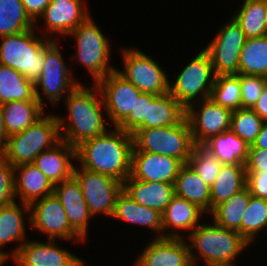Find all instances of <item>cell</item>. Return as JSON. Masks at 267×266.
<instances>
[{"mask_svg": "<svg viewBox=\"0 0 267 266\" xmlns=\"http://www.w3.org/2000/svg\"><path fill=\"white\" fill-rule=\"evenodd\" d=\"M133 148V135L115 126L114 131H107L78 145L76 159L82 168L123 183L131 174Z\"/></svg>", "mask_w": 267, "mask_h": 266, "instance_id": "1", "label": "cell"}, {"mask_svg": "<svg viewBox=\"0 0 267 266\" xmlns=\"http://www.w3.org/2000/svg\"><path fill=\"white\" fill-rule=\"evenodd\" d=\"M97 95L101 98H97ZM65 97L70 120L66 121V118L57 116L59 131H65L64 135L60 132L62 140L77 147L83 141L107 132L104 123L105 118L101 111L104 101L97 84L88 89L79 83Z\"/></svg>", "mask_w": 267, "mask_h": 266, "instance_id": "2", "label": "cell"}, {"mask_svg": "<svg viewBox=\"0 0 267 266\" xmlns=\"http://www.w3.org/2000/svg\"><path fill=\"white\" fill-rule=\"evenodd\" d=\"M213 223L199 224L189 235L192 242L189 245L192 265L195 266L197 261L192 249L197 248L199 255L204 258L205 266H236L233 264L235 256L249 243L237 231Z\"/></svg>", "mask_w": 267, "mask_h": 266, "instance_id": "3", "label": "cell"}, {"mask_svg": "<svg viewBox=\"0 0 267 266\" xmlns=\"http://www.w3.org/2000/svg\"><path fill=\"white\" fill-rule=\"evenodd\" d=\"M45 115L21 133L8 136L0 155L12 166L33 163L41 152L61 140L58 117Z\"/></svg>", "mask_w": 267, "mask_h": 266, "instance_id": "4", "label": "cell"}, {"mask_svg": "<svg viewBox=\"0 0 267 266\" xmlns=\"http://www.w3.org/2000/svg\"><path fill=\"white\" fill-rule=\"evenodd\" d=\"M0 64L9 66L33 84L38 80L44 63V42L35 36L34 29L0 37Z\"/></svg>", "mask_w": 267, "mask_h": 266, "instance_id": "5", "label": "cell"}, {"mask_svg": "<svg viewBox=\"0 0 267 266\" xmlns=\"http://www.w3.org/2000/svg\"><path fill=\"white\" fill-rule=\"evenodd\" d=\"M132 135L133 151L174 157L183 164H187L195 145L187 119L176 126L138 129Z\"/></svg>", "mask_w": 267, "mask_h": 266, "instance_id": "6", "label": "cell"}, {"mask_svg": "<svg viewBox=\"0 0 267 266\" xmlns=\"http://www.w3.org/2000/svg\"><path fill=\"white\" fill-rule=\"evenodd\" d=\"M76 38L78 60L93 76L94 84L116 70L109 65L110 48L106 37L89 16L69 36Z\"/></svg>", "mask_w": 267, "mask_h": 266, "instance_id": "7", "label": "cell"}, {"mask_svg": "<svg viewBox=\"0 0 267 266\" xmlns=\"http://www.w3.org/2000/svg\"><path fill=\"white\" fill-rule=\"evenodd\" d=\"M214 79L211 58L203 49L179 73L176 82L169 83V93L187 108L200 93H202L201 100L210 98Z\"/></svg>", "mask_w": 267, "mask_h": 266, "instance_id": "8", "label": "cell"}, {"mask_svg": "<svg viewBox=\"0 0 267 266\" xmlns=\"http://www.w3.org/2000/svg\"><path fill=\"white\" fill-rule=\"evenodd\" d=\"M124 70L116 69L142 93L162 95L169 92L167 75L150 56L137 49L122 50Z\"/></svg>", "mask_w": 267, "mask_h": 266, "instance_id": "9", "label": "cell"}, {"mask_svg": "<svg viewBox=\"0 0 267 266\" xmlns=\"http://www.w3.org/2000/svg\"><path fill=\"white\" fill-rule=\"evenodd\" d=\"M65 61L59 51L56 40L53 38L44 47V63L42 65L41 74L34 83L35 97L43 106L41 92L38 87L43 88V93L52 104H56L63 97L65 90L69 93L79 83L75 82L71 77Z\"/></svg>", "mask_w": 267, "mask_h": 266, "instance_id": "10", "label": "cell"}, {"mask_svg": "<svg viewBox=\"0 0 267 266\" xmlns=\"http://www.w3.org/2000/svg\"><path fill=\"white\" fill-rule=\"evenodd\" d=\"M73 177L80 184L83 197L92 216L104 213L113 216L117 196L123 190V183L105 174L74 168Z\"/></svg>", "mask_w": 267, "mask_h": 266, "instance_id": "11", "label": "cell"}, {"mask_svg": "<svg viewBox=\"0 0 267 266\" xmlns=\"http://www.w3.org/2000/svg\"><path fill=\"white\" fill-rule=\"evenodd\" d=\"M246 39L245 33L233 18L219 30L217 36L204 48L211 58L215 76L239 74L240 55Z\"/></svg>", "mask_w": 267, "mask_h": 266, "instance_id": "12", "label": "cell"}, {"mask_svg": "<svg viewBox=\"0 0 267 266\" xmlns=\"http://www.w3.org/2000/svg\"><path fill=\"white\" fill-rule=\"evenodd\" d=\"M29 224L48 238L83 241L84 239L70 226L63 205L54 193L29 204Z\"/></svg>", "mask_w": 267, "mask_h": 266, "instance_id": "13", "label": "cell"}, {"mask_svg": "<svg viewBox=\"0 0 267 266\" xmlns=\"http://www.w3.org/2000/svg\"><path fill=\"white\" fill-rule=\"evenodd\" d=\"M195 102L202 103L200 110H194V103L186 108V119L194 144H204L210 138L230 130L231 110L216 104L210 98Z\"/></svg>", "mask_w": 267, "mask_h": 266, "instance_id": "14", "label": "cell"}, {"mask_svg": "<svg viewBox=\"0 0 267 266\" xmlns=\"http://www.w3.org/2000/svg\"><path fill=\"white\" fill-rule=\"evenodd\" d=\"M104 101L108 117L118 126L129 114L134 112L136 99L142 93L117 70L110 72L97 83Z\"/></svg>", "mask_w": 267, "mask_h": 266, "instance_id": "15", "label": "cell"}, {"mask_svg": "<svg viewBox=\"0 0 267 266\" xmlns=\"http://www.w3.org/2000/svg\"><path fill=\"white\" fill-rule=\"evenodd\" d=\"M49 243L25 240L13 250L15 263L19 266H83L84 262L71 252L55 246V240Z\"/></svg>", "mask_w": 267, "mask_h": 266, "instance_id": "16", "label": "cell"}, {"mask_svg": "<svg viewBox=\"0 0 267 266\" xmlns=\"http://www.w3.org/2000/svg\"><path fill=\"white\" fill-rule=\"evenodd\" d=\"M183 165L180 160L174 157L144 151H132L130 176L140 181L174 184Z\"/></svg>", "mask_w": 267, "mask_h": 266, "instance_id": "17", "label": "cell"}, {"mask_svg": "<svg viewBox=\"0 0 267 266\" xmlns=\"http://www.w3.org/2000/svg\"><path fill=\"white\" fill-rule=\"evenodd\" d=\"M142 252L135 266H193L183 237L156 238Z\"/></svg>", "mask_w": 267, "mask_h": 266, "instance_id": "18", "label": "cell"}, {"mask_svg": "<svg viewBox=\"0 0 267 266\" xmlns=\"http://www.w3.org/2000/svg\"><path fill=\"white\" fill-rule=\"evenodd\" d=\"M53 193L63 205L70 226L84 239L91 214L89 212L80 184L72 177L54 185Z\"/></svg>", "mask_w": 267, "mask_h": 266, "instance_id": "19", "label": "cell"}, {"mask_svg": "<svg viewBox=\"0 0 267 266\" xmlns=\"http://www.w3.org/2000/svg\"><path fill=\"white\" fill-rule=\"evenodd\" d=\"M83 4L82 0H51L41 15L48 32L68 36L90 16Z\"/></svg>", "mask_w": 267, "mask_h": 266, "instance_id": "20", "label": "cell"}, {"mask_svg": "<svg viewBox=\"0 0 267 266\" xmlns=\"http://www.w3.org/2000/svg\"><path fill=\"white\" fill-rule=\"evenodd\" d=\"M71 158L76 159V147L61 139L52 148L41 152L33 164L55 185L73 177L75 166Z\"/></svg>", "mask_w": 267, "mask_h": 266, "instance_id": "21", "label": "cell"}, {"mask_svg": "<svg viewBox=\"0 0 267 266\" xmlns=\"http://www.w3.org/2000/svg\"><path fill=\"white\" fill-rule=\"evenodd\" d=\"M113 218H117L133 224L143 225L156 230L160 233L156 238L164 237H183L178 232L164 233L162 228V214L150 207H144L130 196L124 190L117 196ZM162 233V234H161Z\"/></svg>", "mask_w": 267, "mask_h": 266, "instance_id": "22", "label": "cell"}, {"mask_svg": "<svg viewBox=\"0 0 267 266\" xmlns=\"http://www.w3.org/2000/svg\"><path fill=\"white\" fill-rule=\"evenodd\" d=\"M14 171L18 172L15 196L22 199L21 205L26 212H29L30 203L53 193L54 185L33 163L14 166Z\"/></svg>", "mask_w": 267, "mask_h": 266, "instance_id": "23", "label": "cell"}, {"mask_svg": "<svg viewBox=\"0 0 267 266\" xmlns=\"http://www.w3.org/2000/svg\"><path fill=\"white\" fill-rule=\"evenodd\" d=\"M123 190L142 206L155 209L161 214L175 196L174 184L140 181L131 176L123 182Z\"/></svg>", "mask_w": 267, "mask_h": 266, "instance_id": "24", "label": "cell"}, {"mask_svg": "<svg viewBox=\"0 0 267 266\" xmlns=\"http://www.w3.org/2000/svg\"><path fill=\"white\" fill-rule=\"evenodd\" d=\"M8 136L21 133L44 115L43 106L32 100L12 101L1 105Z\"/></svg>", "mask_w": 267, "mask_h": 266, "instance_id": "25", "label": "cell"}, {"mask_svg": "<svg viewBox=\"0 0 267 266\" xmlns=\"http://www.w3.org/2000/svg\"><path fill=\"white\" fill-rule=\"evenodd\" d=\"M247 172L244 165L223 164L210 190V212L246 187Z\"/></svg>", "mask_w": 267, "mask_h": 266, "instance_id": "26", "label": "cell"}, {"mask_svg": "<svg viewBox=\"0 0 267 266\" xmlns=\"http://www.w3.org/2000/svg\"><path fill=\"white\" fill-rule=\"evenodd\" d=\"M203 145L223 164L246 165L250 146L231 130L210 138Z\"/></svg>", "mask_w": 267, "mask_h": 266, "instance_id": "27", "label": "cell"}, {"mask_svg": "<svg viewBox=\"0 0 267 266\" xmlns=\"http://www.w3.org/2000/svg\"><path fill=\"white\" fill-rule=\"evenodd\" d=\"M210 190L209 187L192 170L188 164H184L174 182L175 195L198 205L206 213H210Z\"/></svg>", "mask_w": 267, "mask_h": 266, "instance_id": "28", "label": "cell"}, {"mask_svg": "<svg viewBox=\"0 0 267 266\" xmlns=\"http://www.w3.org/2000/svg\"><path fill=\"white\" fill-rule=\"evenodd\" d=\"M186 119V108L169 92L148 103L147 129L176 126Z\"/></svg>", "mask_w": 267, "mask_h": 266, "instance_id": "29", "label": "cell"}, {"mask_svg": "<svg viewBox=\"0 0 267 266\" xmlns=\"http://www.w3.org/2000/svg\"><path fill=\"white\" fill-rule=\"evenodd\" d=\"M204 213L198 205L175 195L162 213V228L167 230L173 227L193 231Z\"/></svg>", "mask_w": 267, "mask_h": 266, "instance_id": "30", "label": "cell"}, {"mask_svg": "<svg viewBox=\"0 0 267 266\" xmlns=\"http://www.w3.org/2000/svg\"><path fill=\"white\" fill-rule=\"evenodd\" d=\"M250 191L247 187L220 203L210 212L213 222L223 228L237 231L241 235V220L247 209Z\"/></svg>", "mask_w": 267, "mask_h": 266, "instance_id": "31", "label": "cell"}, {"mask_svg": "<svg viewBox=\"0 0 267 266\" xmlns=\"http://www.w3.org/2000/svg\"><path fill=\"white\" fill-rule=\"evenodd\" d=\"M34 84L15 69L0 64V105L12 101L32 100Z\"/></svg>", "mask_w": 267, "mask_h": 266, "instance_id": "32", "label": "cell"}, {"mask_svg": "<svg viewBox=\"0 0 267 266\" xmlns=\"http://www.w3.org/2000/svg\"><path fill=\"white\" fill-rule=\"evenodd\" d=\"M239 74L267 78V35L246 39L240 55Z\"/></svg>", "mask_w": 267, "mask_h": 266, "instance_id": "33", "label": "cell"}, {"mask_svg": "<svg viewBox=\"0 0 267 266\" xmlns=\"http://www.w3.org/2000/svg\"><path fill=\"white\" fill-rule=\"evenodd\" d=\"M21 0H0V37L35 29Z\"/></svg>", "mask_w": 267, "mask_h": 266, "instance_id": "34", "label": "cell"}, {"mask_svg": "<svg viewBox=\"0 0 267 266\" xmlns=\"http://www.w3.org/2000/svg\"><path fill=\"white\" fill-rule=\"evenodd\" d=\"M233 16L247 39L267 35L265 0H245Z\"/></svg>", "mask_w": 267, "mask_h": 266, "instance_id": "35", "label": "cell"}, {"mask_svg": "<svg viewBox=\"0 0 267 266\" xmlns=\"http://www.w3.org/2000/svg\"><path fill=\"white\" fill-rule=\"evenodd\" d=\"M210 99L232 112L242 108L240 74L215 76Z\"/></svg>", "mask_w": 267, "mask_h": 266, "instance_id": "36", "label": "cell"}, {"mask_svg": "<svg viewBox=\"0 0 267 266\" xmlns=\"http://www.w3.org/2000/svg\"><path fill=\"white\" fill-rule=\"evenodd\" d=\"M23 209L13 202L10 205L0 207V247L12 241L25 242V223Z\"/></svg>", "mask_w": 267, "mask_h": 266, "instance_id": "37", "label": "cell"}, {"mask_svg": "<svg viewBox=\"0 0 267 266\" xmlns=\"http://www.w3.org/2000/svg\"><path fill=\"white\" fill-rule=\"evenodd\" d=\"M264 227H267V200L251 195L241 220V236L250 244Z\"/></svg>", "mask_w": 267, "mask_h": 266, "instance_id": "38", "label": "cell"}, {"mask_svg": "<svg viewBox=\"0 0 267 266\" xmlns=\"http://www.w3.org/2000/svg\"><path fill=\"white\" fill-rule=\"evenodd\" d=\"M187 164L211 187L223 166L203 144H195Z\"/></svg>", "mask_w": 267, "mask_h": 266, "instance_id": "39", "label": "cell"}, {"mask_svg": "<svg viewBox=\"0 0 267 266\" xmlns=\"http://www.w3.org/2000/svg\"><path fill=\"white\" fill-rule=\"evenodd\" d=\"M264 122L253 109L240 108L232 112L230 130L251 146L256 141Z\"/></svg>", "mask_w": 267, "mask_h": 266, "instance_id": "40", "label": "cell"}, {"mask_svg": "<svg viewBox=\"0 0 267 266\" xmlns=\"http://www.w3.org/2000/svg\"><path fill=\"white\" fill-rule=\"evenodd\" d=\"M157 96L150 93H141L136 99L134 112H130L117 127L131 134L138 129H147L148 103H152Z\"/></svg>", "mask_w": 267, "mask_h": 266, "instance_id": "41", "label": "cell"}, {"mask_svg": "<svg viewBox=\"0 0 267 266\" xmlns=\"http://www.w3.org/2000/svg\"><path fill=\"white\" fill-rule=\"evenodd\" d=\"M242 108L252 109L267 85L263 76L240 74Z\"/></svg>", "mask_w": 267, "mask_h": 266, "instance_id": "42", "label": "cell"}, {"mask_svg": "<svg viewBox=\"0 0 267 266\" xmlns=\"http://www.w3.org/2000/svg\"><path fill=\"white\" fill-rule=\"evenodd\" d=\"M15 198L14 166L0 155V207L12 204Z\"/></svg>", "mask_w": 267, "mask_h": 266, "instance_id": "43", "label": "cell"}, {"mask_svg": "<svg viewBox=\"0 0 267 266\" xmlns=\"http://www.w3.org/2000/svg\"><path fill=\"white\" fill-rule=\"evenodd\" d=\"M246 187L252 196L267 200V171L247 172Z\"/></svg>", "mask_w": 267, "mask_h": 266, "instance_id": "44", "label": "cell"}, {"mask_svg": "<svg viewBox=\"0 0 267 266\" xmlns=\"http://www.w3.org/2000/svg\"><path fill=\"white\" fill-rule=\"evenodd\" d=\"M246 172L267 171V149L249 148Z\"/></svg>", "mask_w": 267, "mask_h": 266, "instance_id": "45", "label": "cell"}, {"mask_svg": "<svg viewBox=\"0 0 267 266\" xmlns=\"http://www.w3.org/2000/svg\"><path fill=\"white\" fill-rule=\"evenodd\" d=\"M29 17L36 23L51 0H21Z\"/></svg>", "mask_w": 267, "mask_h": 266, "instance_id": "46", "label": "cell"}, {"mask_svg": "<svg viewBox=\"0 0 267 266\" xmlns=\"http://www.w3.org/2000/svg\"><path fill=\"white\" fill-rule=\"evenodd\" d=\"M252 109L260 118L267 122V85Z\"/></svg>", "mask_w": 267, "mask_h": 266, "instance_id": "47", "label": "cell"}, {"mask_svg": "<svg viewBox=\"0 0 267 266\" xmlns=\"http://www.w3.org/2000/svg\"><path fill=\"white\" fill-rule=\"evenodd\" d=\"M249 148L267 149V122H264L256 141Z\"/></svg>", "mask_w": 267, "mask_h": 266, "instance_id": "48", "label": "cell"}, {"mask_svg": "<svg viewBox=\"0 0 267 266\" xmlns=\"http://www.w3.org/2000/svg\"><path fill=\"white\" fill-rule=\"evenodd\" d=\"M7 138H8V135L6 133V128L4 125V115H3L2 107L0 105V152L4 149Z\"/></svg>", "mask_w": 267, "mask_h": 266, "instance_id": "49", "label": "cell"}, {"mask_svg": "<svg viewBox=\"0 0 267 266\" xmlns=\"http://www.w3.org/2000/svg\"><path fill=\"white\" fill-rule=\"evenodd\" d=\"M6 253H8V252H4V251H2V249H0V266H2L3 263L6 262L8 257H10V255L6 254Z\"/></svg>", "mask_w": 267, "mask_h": 266, "instance_id": "50", "label": "cell"}, {"mask_svg": "<svg viewBox=\"0 0 267 266\" xmlns=\"http://www.w3.org/2000/svg\"><path fill=\"white\" fill-rule=\"evenodd\" d=\"M265 7H266V29H267V0H265Z\"/></svg>", "mask_w": 267, "mask_h": 266, "instance_id": "51", "label": "cell"}]
</instances>
